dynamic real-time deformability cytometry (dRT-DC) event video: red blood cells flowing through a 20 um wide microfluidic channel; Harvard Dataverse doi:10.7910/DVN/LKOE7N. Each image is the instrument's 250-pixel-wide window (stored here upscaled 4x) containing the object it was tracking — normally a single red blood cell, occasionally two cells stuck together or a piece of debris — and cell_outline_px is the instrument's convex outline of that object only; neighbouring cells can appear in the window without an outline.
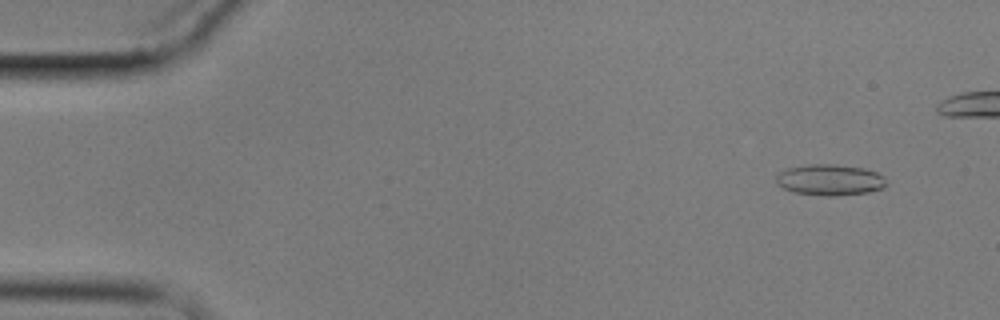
{"species": "common noctule bat (a hibernating species)", "species_latin": "Nyctalus noctula", "temperature_condition": "cold", "stored_images_in_passage": 6, "camera_frame_rate_fps": 3000, "um_per_image_px": 0.085, "animal": {"sex": "male", "body_mass_g": 17.9}, "frame": {"image": 1, "passage_image": 1, "time_ms": 0.0, "image_size_px": [1000, 320], "cell_outline_px": [[888, 184], [884, 188], [868, 192], [836, 196], [824, 196], [792, 192], [776, 184], [776, 172], [788, 168], [808, 164], [836, 164], [864, 168], [876, 172], [884, 176]], "centroid_in_image_um": [70.53, 15.29], "position_along_channel_um": 14.5, "area_um2": 20.29}}
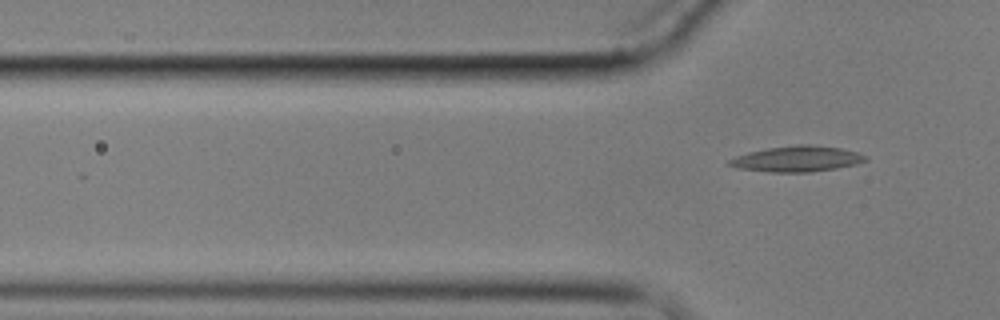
{"frame": {"image": 2, "passage_image": 6, "time_ms": 7.0, "image_size_px": [1000, 320], "cell_outline_px": [[868, 160], [856, 164], [836, 168], [812, 172], [768, 172], [736, 168], [724, 164], [728, 160], [736, 156], [748, 152], [768, 148], [800, 144], [808, 144], [840, 148], [856, 152], [868, 156]], "centroid_in_image_um": [67.71, 13.51], "position_along_channel_um": 58.1, "area_um2": 20.52}}